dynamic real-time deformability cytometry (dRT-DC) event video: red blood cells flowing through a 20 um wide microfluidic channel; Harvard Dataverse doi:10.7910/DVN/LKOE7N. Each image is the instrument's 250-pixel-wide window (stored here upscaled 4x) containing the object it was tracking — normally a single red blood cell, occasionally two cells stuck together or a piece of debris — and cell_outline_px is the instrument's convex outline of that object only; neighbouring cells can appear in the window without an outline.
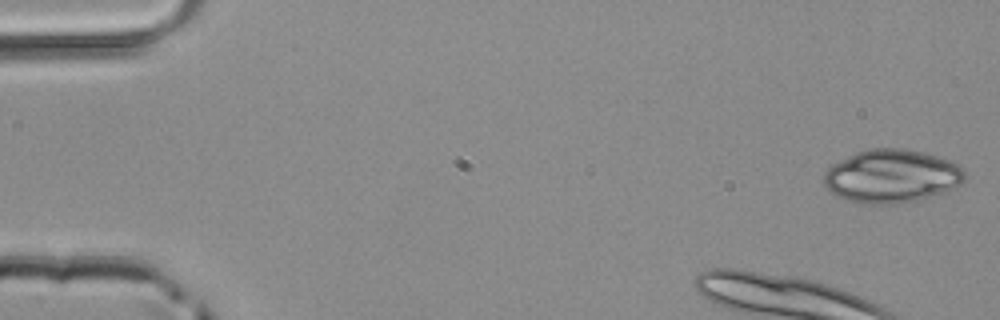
{"species": "common noctule bat (a hibernating species)", "species_latin": "Nyctalus noctula", "temperature_condition": "room temperature", "stored_images_in_passage": 12, "camera_frame_rate_fps": 3000, "um_per_image_px": 0.085, "animal": {"sex": "male", "body_mass_g": 20.4}, "frame": {"image": 1, "passage_image": 1, "time_ms": 0.0, "image_size_px": [1000, 320], "cell_outline_px": [[964, 180], [956, 188], [948, 192], [916, 200], [896, 204], [872, 204], [848, 200], [832, 192], [824, 184], [824, 172], [832, 164], [856, 152], [868, 148], [904, 148], [924, 152], [960, 164], [964, 168]], "centroid_in_image_um": [75.83, 14.96], "position_along_channel_um": 9.2, "area_um2": 43.87}}